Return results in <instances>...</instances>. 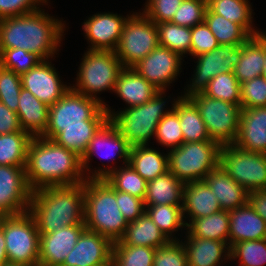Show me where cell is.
<instances>
[{
	"label": "cell",
	"mask_w": 266,
	"mask_h": 266,
	"mask_svg": "<svg viewBox=\"0 0 266 266\" xmlns=\"http://www.w3.org/2000/svg\"><path fill=\"white\" fill-rule=\"evenodd\" d=\"M25 173L32 191L86 181L81 157L42 136L33 137L29 143Z\"/></svg>",
	"instance_id": "1"
},
{
	"label": "cell",
	"mask_w": 266,
	"mask_h": 266,
	"mask_svg": "<svg viewBox=\"0 0 266 266\" xmlns=\"http://www.w3.org/2000/svg\"><path fill=\"white\" fill-rule=\"evenodd\" d=\"M41 10L0 20V53L18 48L34 53L41 60L57 53L65 26Z\"/></svg>",
	"instance_id": "2"
},
{
	"label": "cell",
	"mask_w": 266,
	"mask_h": 266,
	"mask_svg": "<svg viewBox=\"0 0 266 266\" xmlns=\"http://www.w3.org/2000/svg\"><path fill=\"white\" fill-rule=\"evenodd\" d=\"M28 212L40 234H49L66 226L85 225L84 183L32 191Z\"/></svg>",
	"instance_id": "3"
},
{
	"label": "cell",
	"mask_w": 266,
	"mask_h": 266,
	"mask_svg": "<svg viewBox=\"0 0 266 266\" xmlns=\"http://www.w3.org/2000/svg\"><path fill=\"white\" fill-rule=\"evenodd\" d=\"M84 198L86 229L118 241L128 222L118 209L116 190L105 179H86Z\"/></svg>",
	"instance_id": "4"
},
{
	"label": "cell",
	"mask_w": 266,
	"mask_h": 266,
	"mask_svg": "<svg viewBox=\"0 0 266 266\" xmlns=\"http://www.w3.org/2000/svg\"><path fill=\"white\" fill-rule=\"evenodd\" d=\"M164 92L165 90H158L151 100L142 105L127 107L119 113L111 111L106 105L104 106L109 119L131 147L148 145L151 137L155 136L156 128L161 119L175 110L176 102L181 97H177L178 99L172 104L171 110L164 111V107H166L162 98Z\"/></svg>",
	"instance_id": "5"
},
{
	"label": "cell",
	"mask_w": 266,
	"mask_h": 266,
	"mask_svg": "<svg viewBox=\"0 0 266 266\" xmlns=\"http://www.w3.org/2000/svg\"><path fill=\"white\" fill-rule=\"evenodd\" d=\"M221 145L213 140L185 142L168 154V171L184 184L204 180L219 166Z\"/></svg>",
	"instance_id": "6"
},
{
	"label": "cell",
	"mask_w": 266,
	"mask_h": 266,
	"mask_svg": "<svg viewBox=\"0 0 266 266\" xmlns=\"http://www.w3.org/2000/svg\"><path fill=\"white\" fill-rule=\"evenodd\" d=\"M77 73L76 92L107 106L96 93L115 89L116 81L124 66L117 58L115 51L89 50L85 52ZM94 94V95H93Z\"/></svg>",
	"instance_id": "7"
},
{
	"label": "cell",
	"mask_w": 266,
	"mask_h": 266,
	"mask_svg": "<svg viewBox=\"0 0 266 266\" xmlns=\"http://www.w3.org/2000/svg\"><path fill=\"white\" fill-rule=\"evenodd\" d=\"M0 228L4 232L9 263L39 266L40 233L28 211L2 216Z\"/></svg>",
	"instance_id": "8"
},
{
	"label": "cell",
	"mask_w": 266,
	"mask_h": 266,
	"mask_svg": "<svg viewBox=\"0 0 266 266\" xmlns=\"http://www.w3.org/2000/svg\"><path fill=\"white\" fill-rule=\"evenodd\" d=\"M158 46L156 24L136 12L127 16L115 54L124 67H133Z\"/></svg>",
	"instance_id": "9"
},
{
	"label": "cell",
	"mask_w": 266,
	"mask_h": 266,
	"mask_svg": "<svg viewBox=\"0 0 266 266\" xmlns=\"http://www.w3.org/2000/svg\"><path fill=\"white\" fill-rule=\"evenodd\" d=\"M198 108L211 140L221 146L232 145L239 132L241 107L204 93L189 98Z\"/></svg>",
	"instance_id": "10"
},
{
	"label": "cell",
	"mask_w": 266,
	"mask_h": 266,
	"mask_svg": "<svg viewBox=\"0 0 266 266\" xmlns=\"http://www.w3.org/2000/svg\"><path fill=\"white\" fill-rule=\"evenodd\" d=\"M104 106L93 98L86 97L71 87L49 107L48 123L44 138L52 139L62 131V127L85 126Z\"/></svg>",
	"instance_id": "11"
},
{
	"label": "cell",
	"mask_w": 266,
	"mask_h": 266,
	"mask_svg": "<svg viewBox=\"0 0 266 266\" xmlns=\"http://www.w3.org/2000/svg\"><path fill=\"white\" fill-rule=\"evenodd\" d=\"M219 166L248 192L266 189V154L223 145Z\"/></svg>",
	"instance_id": "12"
},
{
	"label": "cell",
	"mask_w": 266,
	"mask_h": 266,
	"mask_svg": "<svg viewBox=\"0 0 266 266\" xmlns=\"http://www.w3.org/2000/svg\"><path fill=\"white\" fill-rule=\"evenodd\" d=\"M242 45L222 44L214 50L197 56L196 69L192 84L182 98H190L203 93L209 81L218 74L231 73L239 63Z\"/></svg>",
	"instance_id": "13"
},
{
	"label": "cell",
	"mask_w": 266,
	"mask_h": 266,
	"mask_svg": "<svg viewBox=\"0 0 266 266\" xmlns=\"http://www.w3.org/2000/svg\"><path fill=\"white\" fill-rule=\"evenodd\" d=\"M32 189L25 167L0 165V215H19L29 210Z\"/></svg>",
	"instance_id": "14"
},
{
	"label": "cell",
	"mask_w": 266,
	"mask_h": 266,
	"mask_svg": "<svg viewBox=\"0 0 266 266\" xmlns=\"http://www.w3.org/2000/svg\"><path fill=\"white\" fill-rule=\"evenodd\" d=\"M181 60V55L158 46L135 64L133 69L158 90H166L179 74Z\"/></svg>",
	"instance_id": "15"
},
{
	"label": "cell",
	"mask_w": 266,
	"mask_h": 266,
	"mask_svg": "<svg viewBox=\"0 0 266 266\" xmlns=\"http://www.w3.org/2000/svg\"><path fill=\"white\" fill-rule=\"evenodd\" d=\"M113 242L85 229L61 266H111Z\"/></svg>",
	"instance_id": "16"
},
{
	"label": "cell",
	"mask_w": 266,
	"mask_h": 266,
	"mask_svg": "<svg viewBox=\"0 0 266 266\" xmlns=\"http://www.w3.org/2000/svg\"><path fill=\"white\" fill-rule=\"evenodd\" d=\"M56 69L49 60H42L28 72L21 75L22 88L30 91L37 99L52 106L71 86L61 84Z\"/></svg>",
	"instance_id": "17"
},
{
	"label": "cell",
	"mask_w": 266,
	"mask_h": 266,
	"mask_svg": "<svg viewBox=\"0 0 266 266\" xmlns=\"http://www.w3.org/2000/svg\"><path fill=\"white\" fill-rule=\"evenodd\" d=\"M127 17L113 13L94 14L83 24L85 36L91 42L89 50L115 51Z\"/></svg>",
	"instance_id": "18"
},
{
	"label": "cell",
	"mask_w": 266,
	"mask_h": 266,
	"mask_svg": "<svg viewBox=\"0 0 266 266\" xmlns=\"http://www.w3.org/2000/svg\"><path fill=\"white\" fill-rule=\"evenodd\" d=\"M85 229V225H71L40 234L39 266H61Z\"/></svg>",
	"instance_id": "19"
},
{
	"label": "cell",
	"mask_w": 266,
	"mask_h": 266,
	"mask_svg": "<svg viewBox=\"0 0 266 266\" xmlns=\"http://www.w3.org/2000/svg\"><path fill=\"white\" fill-rule=\"evenodd\" d=\"M101 148H103V150L109 149V151L105 150L107 152L106 155H102L104 159L108 157L114 159L113 157L118 154V158H122L123 161H125L123 162L124 165L128 163L131 146L127 143L125 138L118 131V128L109 118L95 132L86 151L81 157L83 173L90 170L89 161L94 153L101 156L100 153L103 151Z\"/></svg>",
	"instance_id": "20"
},
{
	"label": "cell",
	"mask_w": 266,
	"mask_h": 266,
	"mask_svg": "<svg viewBox=\"0 0 266 266\" xmlns=\"http://www.w3.org/2000/svg\"><path fill=\"white\" fill-rule=\"evenodd\" d=\"M237 148L266 154V106L241 109Z\"/></svg>",
	"instance_id": "21"
},
{
	"label": "cell",
	"mask_w": 266,
	"mask_h": 266,
	"mask_svg": "<svg viewBox=\"0 0 266 266\" xmlns=\"http://www.w3.org/2000/svg\"><path fill=\"white\" fill-rule=\"evenodd\" d=\"M229 247L238 242L266 239V221L247 202L229 211Z\"/></svg>",
	"instance_id": "22"
},
{
	"label": "cell",
	"mask_w": 266,
	"mask_h": 266,
	"mask_svg": "<svg viewBox=\"0 0 266 266\" xmlns=\"http://www.w3.org/2000/svg\"><path fill=\"white\" fill-rule=\"evenodd\" d=\"M204 181L215 193L221 210H235L248 202V191L234 181L221 166L208 173Z\"/></svg>",
	"instance_id": "23"
},
{
	"label": "cell",
	"mask_w": 266,
	"mask_h": 266,
	"mask_svg": "<svg viewBox=\"0 0 266 266\" xmlns=\"http://www.w3.org/2000/svg\"><path fill=\"white\" fill-rule=\"evenodd\" d=\"M182 213L187 212L191 219L207 217L219 212L221 206L215 197V193L204 180L185 183L183 193Z\"/></svg>",
	"instance_id": "24"
},
{
	"label": "cell",
	"mask_w": 266,
	"mask_h": 266,
	"mask_svg": "<svg viewBox=\"0 0 266 266\" xmlns=\"http://www.w3.org/2000/svg\"><path fill=\"white\" fill-rule=\"evenodd\" d=\"M20 126L32 137L41 136L48 123L49 106L37 99L30 91L22 88L17 108Z\"/></svg>",
	"instance_id": "25"
},
{
	"label": "cell",
	"mask_w": 266,
	"mask_h": 266,
	"mask_svg": "<svg viewBox=\"0 0 266 266\" xmlns=\"http://www.w3.org/2000/svg\"><path fill=\"white\" fill-rule=\"evenodd\" d=\"M158 91L151 83L139 75L133 67H124L116 81L114 93L122 98L128 107L142 105L151 100Z\"/></svg>",
	"instance_id": "26"
},
{
	"label": "cell",
	"mask_w": 266,
	"mask_h": 266,
	"mask_svg": "<svg viewBox=\"0 0 266 266\" xmlns=\"http://www.w3.org/2000/svg\"><path fill=\"white\" fill-rule=\"evenodd\" d=\"M186 238L187 241H184L186 243L183 245L187 254L188 266H220L224 259H230L229 243L188 236ZM222 257L225 258L222 260Z\"/></svg>",
	"instance_id": "27"
},
{
	"label": "cell",
	"mask_w": 266,
	"mask_h": 266,
	"mask_svg": "<svg viewBox=\"0 0 266 266\" xmlns=\"http://www.w3.org/2000/svg\"><path fill=\"white\" fill-rule=\"evenodd\" d=\"M94 171L92 176H88L86 173V179H105L115 190L126 192L140 199H145L147 181L129 163L120 169L112 167L108 169L104 167L103 169L100 168Z\"/></svg>",
	"instance_id": "28"
},
{
	"label": "cell",
	"mask_w": 266,
	"mask_h": 266,
	"mask_svg": "<svg viewBox=\"0 0 266 266\" xmlns=\"http://www.w3.org/2000/svg\"><path fill=\"white\" fill-rule=\"evenodd\" d=\"M265 62V33L250 37L241 48L239 63L233 71L240 84L262 76Z\"/></svg>",
	"instance_id": "29"
},
{
	"label": "cell",
	"mask_w": 266,
	"mask_h": 266,
	"mask_svg": "<svg viewBox=\"0 0 266 266\" xmlns=\"http://www.w3.org/2000/svg\"><path fill=\"white\" fill-rule=\"evenodd\" d=\"M184 186L185 184L169 171L148 181L145 208L159 204L182 207Z\"/></svg>",
	"instance_id": "30"
},
{
	"label": "cell",
	"mask_w": 266,
	"mask_h": 266,
	"mask_svg": "<svg viewBox=\"0 0 266 266\" xmlns=\"http://www.w3.org/2000/svg\"><path fill=\"white\" fill-rule=\"evenodd\" d=\"M108 118L107 111L103 108L85 126L62 127V131L52 140L82 157L95 132Z\"/></svg>",
	"instance_id": "31"
},
{
	"label": "cell",
	"mask_w": 266,
	"mask_h": 266,
	"mask_svg": "<svg viewBox=\"0 0 266 266\" xmlns=\"http://www.w3.org/2000/svg\"><path fill=\"white\" fill-rule=\"evenodd\" d=\"M123 245L159 248L170 240L145 212L135 221L129 222L124 235L119 239Z\"/></svg>",
	"instance_id": "32"
},
{
	"label": "cell",
	"mask_w": 266,
	"mask_h": 266,
	"mask_svg": "<svg viewBox=\"0 0 266 266\" xmlns=\"http://www.w3.org/2000/svg\"><path fill=\"white\" fill-rule=\"evenodd\" d=\"M128 163L148 182L168 171V154L162 155L147 145H135L130 148Z\"/></svg>",
	"instance_id": "33"
},
{
	"label": "cell",
	"mask_w": 266,
	"mask_h": 266,
	"mask_svg": "<svg viewBox=\"0 0 266 266\" xmlns=\"http://www.w3.org/2000/svg\"><path fill=\"white\" fill-rule=\"evenodd\" d=\"M188 237L212 239L229 243V211L220 210L207 217L192 219L185 223Z\"/></svg>",
	"instance_id": "34"
},
{
	"label": "cell",
	"mask_w": 266,
	"mask_h": 266,
	"mask_svg": "<svg viewBox=\"0 0 266 266\" xmlns=\"http://www.w3.org/2000/svg\"><path fill=\"white\" fill-rule=\"evenodd\" d=\"M174 111L179 117L184 143L211 140L198 108L189 98L181 97Z\"/></svg>",
	"instance_id": "35"
},
{
	"label": "cell",
	"mask_w": 266,
	"mask_h": 266,
	"mask_svg": "<svg viewBox=\"0 0 266 266\" xmlns=\"http://www.w3.org/2000/svg\"><path fill=\"white\" fill-rule=\"evenodd\" d=\"M248 2V0H209L207 8L239 24L252 37L260 35L262 31L252 28V9Z\"/></svg>",
	"instance_id": "36"
},
{
	"label": "cell",
	"mask_w": 266,
	"mask_h": 266,
	"mask_svg": "<svg viewBox=\"0 0 266 266\" xmlns=\"http://www.w3.org/2000/svg\"><path fill=\"white\" fill-rule=\"evenodd\" d=\"M32 138L23 130L0 135V165L25 167Z\"/></svg>",
	"instance_id": "37"
},
{
	"label": "cell",
	"mask_w": 266,
	"mask_h": 266,
	"mask_svg": "<svg viewBox=\"0 0 266 266\" xmlns=\"http://www.w3.org/2000/svg\"><path fill=\"white\" fill-rule=\"evenodd\" d=\"M205 23L213 33L219 45L244 44L251 36L239 25L225 17L215 14L208 8L204 18Z\"/></svg>",
	"instance_id": "38"
},
{
	"label": "cell",
	"mask_w": 266,
	"mask_h": 266,
	"mask_svg": "<svg viewBox=\"0 0 266 266\" xmlns=\"http://www.w3.org/2000/svg\"><path fill=\"white\" fill-rule=\"evenodd\" d=\"M158 30L159 46L181 55L191 49V28L179 26L171 22L156 24Z\"/></svg>",
	"instance_id": "39"
},
{
	"label": "cell",
	"mask_w": 266,
	"mask_h": 266,
	"mask_svg": "<svg viewBox=\"0 0 266 266\" xmlns=\"http://www.w3.org/2000/svg\"><path fill=\"white\" fill-rule=\"evenodd\" d=\"M155 249L113 242L111 266H153Z\"/></svg>",
	"instance_id": "40"
},
{
	"label": "cell",
	"mask_w": 266,
	"mask_h": 266,
	"mask_svg": "<svg viewBox=\"0 0 266 266\" xmlns=\"http://www.w3.org/2000/svg\"><path fill=\"white\" fill-rule=\"evenodd\" d=\"M146 213L169 240H176L172 237V233L186 227L181 206L163 204L148 206Z\"/></svg>",
	"instance_id": "41"
},
{
	"label": "cell",
	"mask_w": 266,
	"mask_h": 266,
	"mask_svg": "<svg viewBox=\"0 0 266 266\" xmlns=\"http://www.w3.org/2000/svg\"><path fill=\"white\" fill-rule=\"evenodd\" d=\"M203 93L211 98L241 105L240 83L233 72L216 75Z\"/></svg>",
	"instance_id": "42"
},
{
	"label": "cell",
	"mask_w": 266,
	"mask_h": 266,
	"mask_svg": "<svg viewBox=\"0 0 266 266\" xmlns=\"http://www.w3.org/2000/svg\"><path fill=\"white\" fill-rule=\"evenodd\" d=\"M238 258L240 266H263L266 263V239L238 242L230 246V260Z\"/></svg>",
	"instance_id": "43"
},
{
	"label": "cell",
	"mask_w": 266,
	"mask_h": 266,
	"mask_svg": "<svg viewBox=\"0 0 266 266\" xmlns=\"http://www.w3.org/2000/svg\"><path fill=\"white\" fill-rule=\"evenodd\" d=\"M41 61L34 53L18 48L4 49L0 53V65L19 75L28 72Z\"/></svg>",
	"instance_id": "44"
},
{
	"label": "cell",
	"mask_w": 266,
	"mask_h": 266,
	"mask_svg": "<svg viewBox=\"0 0 266 266\" xmlns=\"http://www.w3.org/2000/svg\"><path fill=\"white\" fill-rule=\"evenodd\" d=\"M155 137L161 145L171 147V149L178 148L184 143L179 117L175 111L166 114L161 119L156 128Z\"/></svg>",
	"instance_id": "45"
},
{
	"label": "cell",
	"mask_w": 266,
	"mask_h": 266,
	"mask_svg": "<svg viewBox=\"0 0 266 266\" xmlns=\"http://www.w3.org/2000/svg\"><path fill=\"white\" fill-rule=\"evenodd\" d=\"M21 89V75L0 65V101L16 113Z\"/></svg>",
	"instance_id": "46"
},
{
	"label": "cell",
	"mask_w": 266,
	"mask_h": 266,
	"mask_svg": "<svg viewBox=\"0 0 266 266\" xmlns=\"http://www.w3.org/2000/svg\"><path fill=\"white\" fill-rule=\"evenodd\" d=\"M206 10L207 2L204 0H183L171 23L192 28L204 21Z\"/></svg>",
	"instance_id": "47"
},
{
	"label": "cell",
	"mask_w": 266,
	"mask_h": 266,
	"mask_svg": "<svg viewBox=\"0 0 266 266\" xmlns=\"http://www.w3.org/2000/svg\"><path fill=\"white\" fill-rule=\"evenodd\" d=\"M153 266H188L183 242L170 240L166 245L155 249Z\"/></svg>",
	"instance_id": "48"
},
{
	"label": "cell",
	"mask_w": 266,
	"mask_h": 266,
	"mask_svg": "<svg viewBox=\"0 0 266 266\" xmlns=\"http://www.w3.org/2000/svg\"><path fill=\"white\" fill-rule=\"evenodd\" d=\"M241 109L266 106V79L262 76L240 84Z\"/></svg>",
	"instance_id": "49"
},
{
	"label": "cell",
	"mask_w": 266,
	"mask_h": 266,
	"mask_svg": "<svg viewBox=\"0 0 266 266\" xmlns=\"http://www.w3.org/2000/svg\"><path fill=\"white\" fill-rule=\"evenodd\" d=\"M219 43L203 21L191 28V49L190 54L197 57L217 48Z\"/></svg>",
	"instance_id": "50"
},
{
	"label": "cell",
	"mask_w": 266,
	"mask_h": 266,
	"mask_svg": "<svg viewBox=\"0 0 266 266\" xmlns=\"http://www.w3.org/2000/svg\"><path fill=\"white\" fill-rule=\"evenodd\" d=\"M183 0H148L143 13L155 24L171 22Z\"/></svg>",
	"instance_id": "51"
},
{
	"label": "cell",
	"mask_w": 266,
	"mask_h": 266,
	"mask_svg": "<svg viewBox=\"0 0 266 266\" xmlns=\"http://www.w3.org/2000/svg\"><path fill=\"white\" fill-rule=\"evenodd\" d=\"M116 202L118 209L128 223L135 221L146 212L144 199L137 198L126 192L116 190Z\"/></svg>",
	"instance_id": "52"
},
{
	"label": "cell",
	"mask_w": 266,
	"mask_h": 266,
	"mask_svg": "<svg viewBox=\"0 0 266 266\" xmlns=\"http://www.w3.org/2000/svg\"><path fill=\"white\" fill-rule=\"evenodd\" d=\"M48 0H0V20L4 18L21 16L40 9L38 4Z\"/></svg>",
	"instance_id": "53"
},
{
	"label": "cell",
	"mask_w": 266,
	"mask_h": 266,
	"mask_svg": "<svg viewBox=\"0 0 266 266\" xmlns=\"http://www.w3.org/2000/svg\"><path fill=\"white\" fill-rule=\"evenodd\" d=\"M20 131L22 128L17 113L0 101V135Z\"/></svg>",
	"instance_id": "54"
},
{
	"label": "cell",
	"mask_w": 266,
	"mask_h": 266,
	"mask_svg": "<svg viewBox=\"0 0 266 266\" xmlns=\"http://www.w3.org/2000/svg\"><path fill=\"white\" fill-rule=\"evenodd\" d=\"M248 203L266 221V189L248 192Z\"/></svg>",
	"instance_id": "55"
},
{
	"label": "cell",
	"mask_w": 266,
	"mask_h": 266,
	"mask_svg": "<svg viewBox=\"0 0 266 266\" xmlns=\"http://www.w3.org/2000/svg\"><path fill=\"white\" fill-rule=\"evenodd\" d=\"M7 263L9 262L6 254L5 237L3 230L0 228V266H4Z\"/></svg>",
	"instance_id": "56"
},
{
	"label": "cell",
	"mask_w": 266,
	"mask_h": 266,
	"mask_svg": "<svg viewBox=\"0 0 266 266\" xmlns=\"http://www.w3.org/2000/svg\"><path fill=\"white\" fill-rule=\"evenodd\" d=\"M262 77H264L266 79V33H265V62H264Z\"/></svg>",
	"instance_id": "57"
},
{
	"label": "cell",
	"mask_w": 266,
	"mask_h": 266,
	"mask_svg": "<svg viewBox=\"0 0 266 266\" xmlns=\"http://www.w3.org/2000/svg\"><path fill=\"white\" fill-rule=\"evenodd\" d=\"M4 266H28V265L7 263V264H5Z\"/></svg>",
	"instance_id": "58"
}]
</instances>
